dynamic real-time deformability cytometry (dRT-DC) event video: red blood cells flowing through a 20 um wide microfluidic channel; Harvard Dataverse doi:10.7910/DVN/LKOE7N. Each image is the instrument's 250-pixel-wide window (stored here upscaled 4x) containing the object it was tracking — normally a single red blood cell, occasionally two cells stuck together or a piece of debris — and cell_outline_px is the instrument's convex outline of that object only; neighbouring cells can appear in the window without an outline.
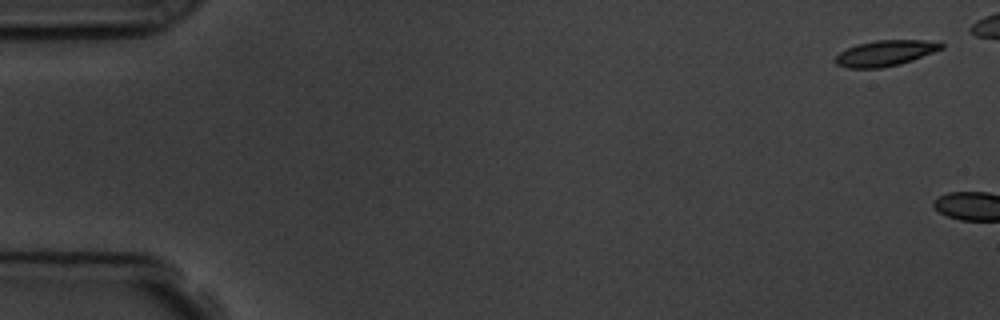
{"species": "common noctule bat (a hibernating species)", "species_latin": "Nyctalus noctula", "temperature_condition": "room temperature", "stored_images_in_passage": 2, "camera_frame_rate_fps": 3000, "um_per_image_px": 0.085, "animal": {"sex": "male", "body_mass_g": 19.5, "forearm_length_mm": 54.6}, "frame": {"image": 1, "passage_image": 1, "time_ms": 0.0, "image_size_px": [1000, 320], "cell_outline_px": [[944, 48], [912, 60], [900, 64], [880, 68], [848, 68], [836, 64], [836, 56], [840, 52], [856, 44], [876, 40], [940, 40], [944, 44]], "centroid_in_image_um": [75.3, 4.5], "position_along_channel_um": 9.7, "area_um2": 15.95}}